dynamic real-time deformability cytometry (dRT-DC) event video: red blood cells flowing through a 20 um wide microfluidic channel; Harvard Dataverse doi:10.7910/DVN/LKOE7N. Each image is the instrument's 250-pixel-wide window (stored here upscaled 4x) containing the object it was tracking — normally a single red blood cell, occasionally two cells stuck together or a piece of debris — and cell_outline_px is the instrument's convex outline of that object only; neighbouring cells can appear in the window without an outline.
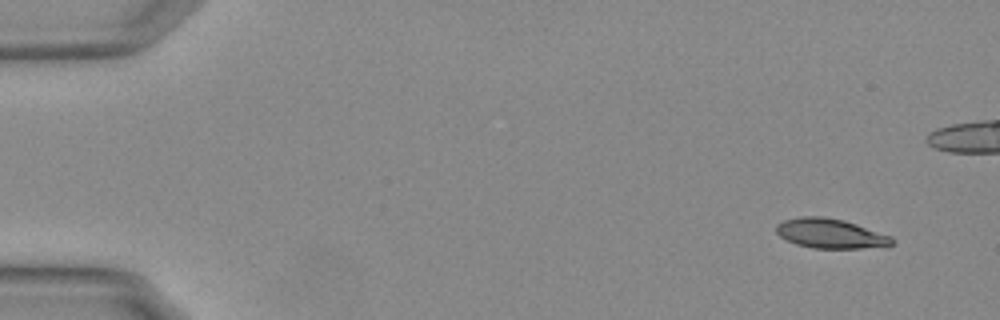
{"species": "Egyptian fruit bat (a non-hibernating species)", "species_latin": "Rousettus aegyptiacus", "temperature_condition": "warm", "stored_images_in_passage": 15, "camera_frame_rate_fps": 3000, "um_per_image_px": 0.085, "animal": {"sex": "female"}, "frame": {"image": 1, "passage_image": 1, "time_ms": 0.0, "image_size_px": [1000, 320], "cell_outline_px": [[896, 244], [888, 248], [812, 248], [796, 244], [780, 236], [776, 232], [776, 224], [784, 220], [800, 216], [824, 216], [844, 220], [892, 236], [896, 240]], "centroid_in_image_um": [70.68, 19.86], "position_along_channel_um": 14.3, "area_um2": 20.4}}